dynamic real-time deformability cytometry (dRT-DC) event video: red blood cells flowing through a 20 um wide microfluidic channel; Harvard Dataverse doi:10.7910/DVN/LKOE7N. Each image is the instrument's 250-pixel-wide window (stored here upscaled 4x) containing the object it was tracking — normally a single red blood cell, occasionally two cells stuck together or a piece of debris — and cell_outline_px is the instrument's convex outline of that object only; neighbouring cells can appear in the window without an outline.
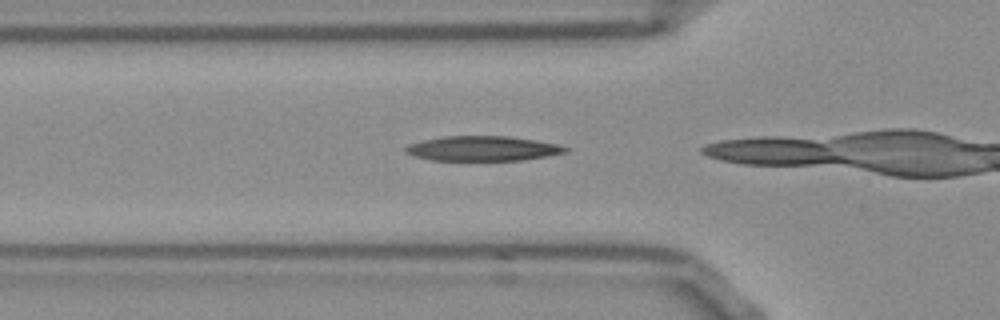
{"species": "Egyptian fruit bat (a non-hibernating species)", "species_latin": "Rousettus aegyptiacus", "temperature_condition": "room temperature", "stored_images_in_passage": 14, "camera_frame_rate_fps": 3000, "um_per_image_px": 0.085, "frame": {"image": 1, "passage_image": 12, "time_ms": 3.667, "image_size_px": [1000, 320], "cell_outline_px": [[568, 152], [520, 160], [432, 160], [416, 156], [404, 152], [404, 148], [408, 144], [424, 140], [444, 136], [508, 136], [536, 140], [556, 144], [568, 148]], "centroid_in_image_um": [41.0, 12.61], "position_along_channel_um": 84.8, "area_um2": 22.89}}